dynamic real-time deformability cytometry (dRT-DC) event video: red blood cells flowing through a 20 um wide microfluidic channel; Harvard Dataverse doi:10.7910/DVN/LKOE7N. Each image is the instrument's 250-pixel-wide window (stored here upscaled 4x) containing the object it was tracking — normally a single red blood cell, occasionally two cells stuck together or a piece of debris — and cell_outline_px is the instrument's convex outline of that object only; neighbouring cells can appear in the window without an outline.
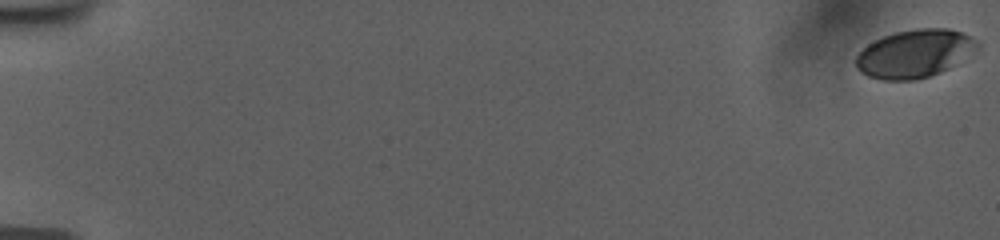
{"species": "human", "species_latin": "Homo sapiens", "temperature_condition": "room temperature", "stored_images_in_passage": 57, "camera_frame_rate_fps": 3000, "um_per_image_px": 0.085, "donor": {"sex": "female"}, "frame": {"image": 1, "passage_image": 1, "time_ms": 0.0, "image_size_px": [1000, 240], "cell_outline_px": [[980, 48], [948, 68], [940, 72], [916, 80], [884, 80], [868, 76], [860, 72], [856, 68], [856, 56], [868, 44], [884, 36], [896, 32], [916, 28], [948, 28], [960, 32], [968, 36], [980, 44]], "centroid_in_image_um": [77.73, 4.56], "position_along_channel_um": 7.3, "area_um2": 33.7}}
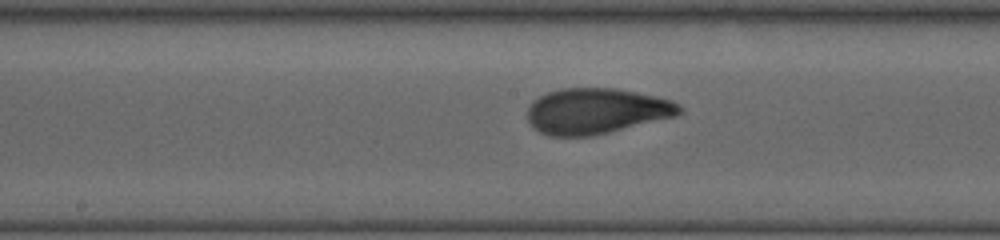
{"frame": {"image": 2, "passage_image": 32, "time_ms": 10.333, "image_size_px": [1000, 240], "cell_outline_px": [[684, 108], [676, 116], [592, 136], [548, 136], [532, 128], [528, 120], [528, 108], [532, 100], [548, 92], [560, 88], [616, 88], [656, 96], [672, 100], [680, 104]], "centroid_in_image_um": [50.67, 9.44], "position_along_channel_um": 197.5, "area_um2": 40.63}}
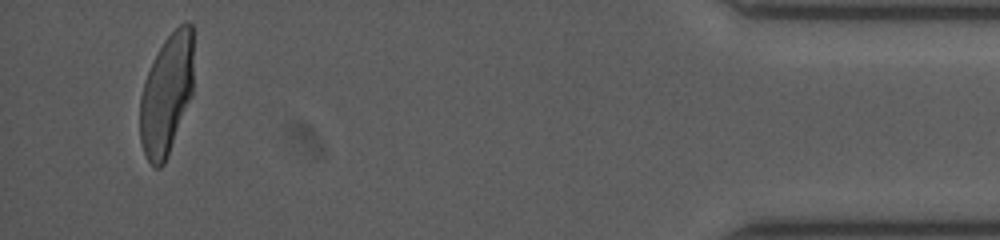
{"frame": {"image": 3, "passage_image": 55, "time_ms": 18.0, "image_size_px": [1000, 240], "cell_outline_px": [[192, 96], [168, 156], [164, 164], [160, 168], [156, 168], [148, 160], [144, 152], [140, 140], [140, 96], [144, 80], [164, 40], [184, 20], [188, 20], [192, 24]], "centroid_in_image_um": [14.16, 8.04], "position_along_channel_um": 421.0, "area_um2": 37.57}, "authors_computed_cell_mechanics": {"area_um2": 39.1306, "velocity_mm_per_s": 3.7524, "shape_relaxation_time_tau1_ms": 6.9909, "shape_relaxation_time_tau2_ms": 0.8443, "deformation_change_tau1": 0.2624, "deformation_change_tau2": 0.0727}}